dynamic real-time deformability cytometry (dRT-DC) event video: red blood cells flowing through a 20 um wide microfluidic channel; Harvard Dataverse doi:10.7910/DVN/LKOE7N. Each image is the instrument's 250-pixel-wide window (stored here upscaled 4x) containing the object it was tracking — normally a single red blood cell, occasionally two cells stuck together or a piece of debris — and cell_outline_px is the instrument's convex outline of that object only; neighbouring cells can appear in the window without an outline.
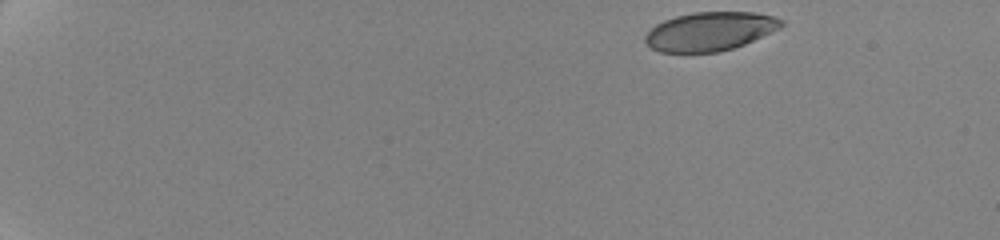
{"species": "human", "species_latin": "Homo sapiens", "temperature_condition": "cold", "stored_images_in_passage": 28, "camera_frame_rate_fps": 3000, "um_per_image_px": 0.085, "donor": {"sex": "female"}, "frame": {"image": 1, "passage_image": 1, "time_ms": 0.0, "image_size_px": [1000, 240], "cell_outline_px": [[784, 24], [780, 28], [744, 44], [720, 52], [660, 52], [652, 48], [644, 40], [644, 36], [656, 24], [664, 20], [676, 16], [692, 12], [756, 12], [772, 16], [784, 20]], "centroid_in_image_um": [60.35, 2.66], "position_along_channel_um": 24.7, "area_um2": 30.63}}
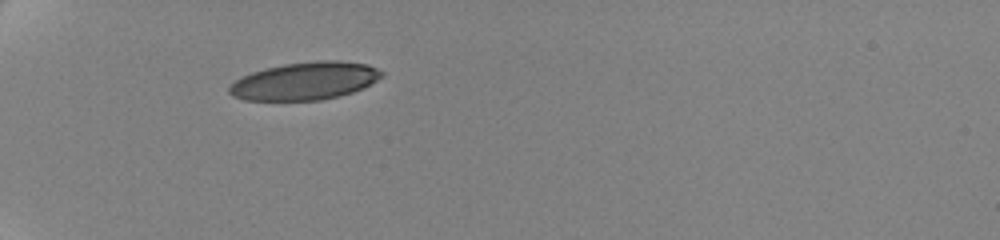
{"frame": {"image": 2, "passage_image": 27, "time_ms": 4.333, "image_size_px": [1000, 240], "cell_outline_px": [[384, 76], [352, 92], [340, 96], [320, 100], [244, 100], [232, 96], [228, 92], [228, 88], [240, 76], [252, 72], [284, 64], [324, 60], [340, 60], [368, 64], [384, 72]], "centroid_in_image_um": [25.91, 6.88], "position_along_channel_um": 59.1, "area_um2": 33.35}}